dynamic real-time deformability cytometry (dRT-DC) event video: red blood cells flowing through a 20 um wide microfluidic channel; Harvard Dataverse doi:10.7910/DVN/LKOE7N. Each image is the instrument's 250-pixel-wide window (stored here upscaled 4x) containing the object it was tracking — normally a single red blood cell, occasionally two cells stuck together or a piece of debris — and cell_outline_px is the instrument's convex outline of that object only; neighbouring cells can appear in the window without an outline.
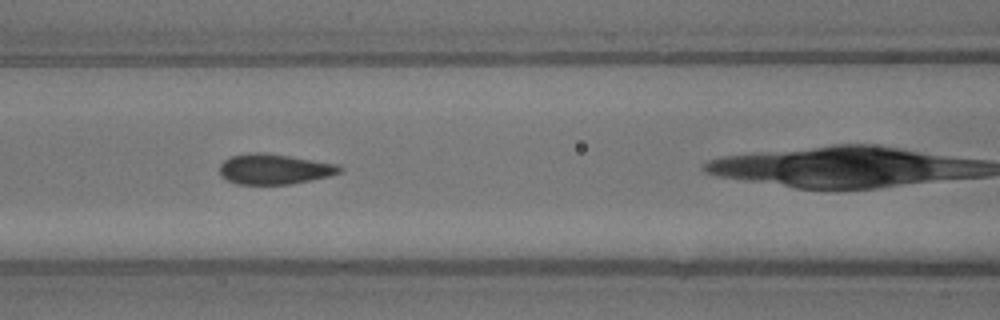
{"species": "common noctule bat (a hibernating species)", "species_latin": "Nyctalus noctula", "temperature_condition": "warm", "stored_images_in_passage": 20, "camera_frame_rate_fps": 3000, "um_per_image_px": 0.085, "animal": {"sex": "male", "body_mass_g": 13.3}, "frame": {"image": 1, "passage_image": 6, "time_ms": 1.667, "image_size_px": [1000, 320], "cell_outline_px": [[344, 172], [328, 176], [292, 184], [236, 184], [220, 176], [220, 164], [224, 160], [232, 156], [256, 152], [260, 152], [288, 156], [340, 164], [344, 168]], "centroid_in_image_um": [23.35, 14.38], "position_along_channel_um": 143.2, "area_um2": 21.21}}